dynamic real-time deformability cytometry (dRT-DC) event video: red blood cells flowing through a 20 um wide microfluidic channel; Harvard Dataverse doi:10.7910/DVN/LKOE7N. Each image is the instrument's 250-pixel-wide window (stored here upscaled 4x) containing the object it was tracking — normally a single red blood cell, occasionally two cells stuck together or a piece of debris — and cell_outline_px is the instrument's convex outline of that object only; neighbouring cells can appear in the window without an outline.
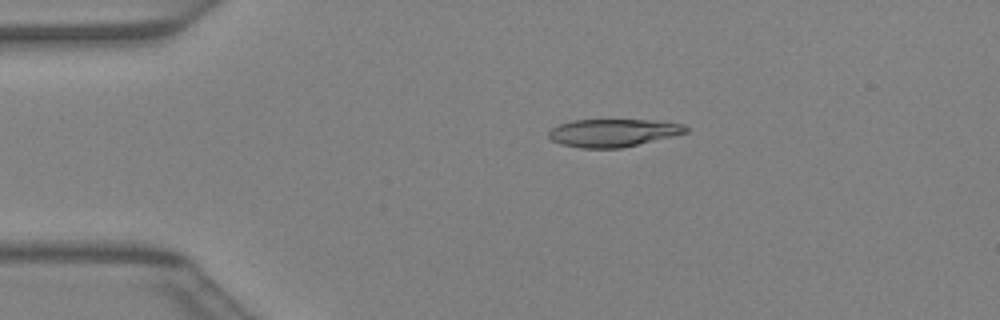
{"species": "Egyptian fruit bat (a non-hibernating species)", "species_latin": "Rousettus aegyptiacus", "temperature_condition": "warm", "stored_images_in_passage": 33, "camera_frame_rate_fps": 3000, "um_per_image_px": 0.085, "animal": {"sex": "female"}, "frame": {"image": 1, "passage_image": 1, "time_ms": 0.0, "image_size_px": [1000, 320], "cell_outline_px": [[688, 132], [672, 136], [620, 148], [580, 148], [560, 144], [552, 140], [548, 136], [548, 132], [552, 128], [560, 124], [572, 120], [648, 120], [684, 124], [688, 128]], "centroid_in_image_um": [52.08, 11.29], "position_along_channel_um": 32.9, "area_um2": 22.02}}
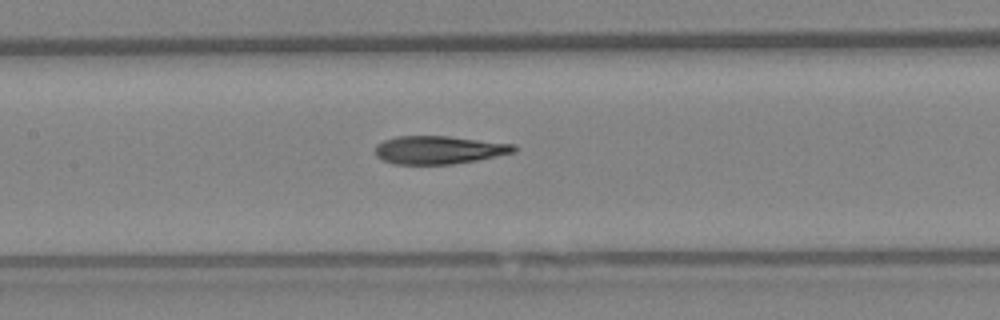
{"frame": {"image": 2, "passage_image": 12, "time_ms": 3.667, "image_size_px": [1000, 320], "cell_outline_px": [[516, 152], [476, 160], [452, 164], [396, 164], [384, 160], [376, 156], [376, 144], [384, 140], [396, 136], [448, 136], [516, 144]], "centroid_in_image_um": [37.32, 12.73], "position_along_channel_um": 170.1, "area_um2": 22.66}}
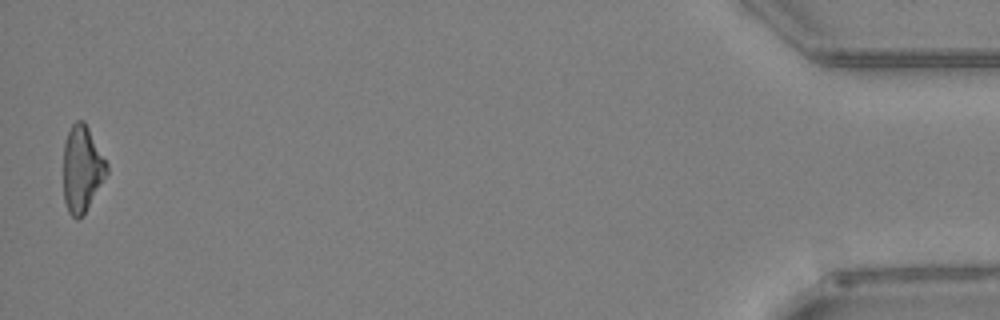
{"frame": {"image": 3, "passage_image": 33, "time_ms": 10.667, "image_size_px": [1000, 320], "cell_outline_px": [[108, 172], [84, 212], [76, 220], [68, 212], [64, 200], [64, 140], [72, 124], [76, 120], [84, 120], [108, 164]], "centroid_in_image_um": [6.96, 14.31], "position_along_channel_um": 428.2, "area_um2": 21.5}}